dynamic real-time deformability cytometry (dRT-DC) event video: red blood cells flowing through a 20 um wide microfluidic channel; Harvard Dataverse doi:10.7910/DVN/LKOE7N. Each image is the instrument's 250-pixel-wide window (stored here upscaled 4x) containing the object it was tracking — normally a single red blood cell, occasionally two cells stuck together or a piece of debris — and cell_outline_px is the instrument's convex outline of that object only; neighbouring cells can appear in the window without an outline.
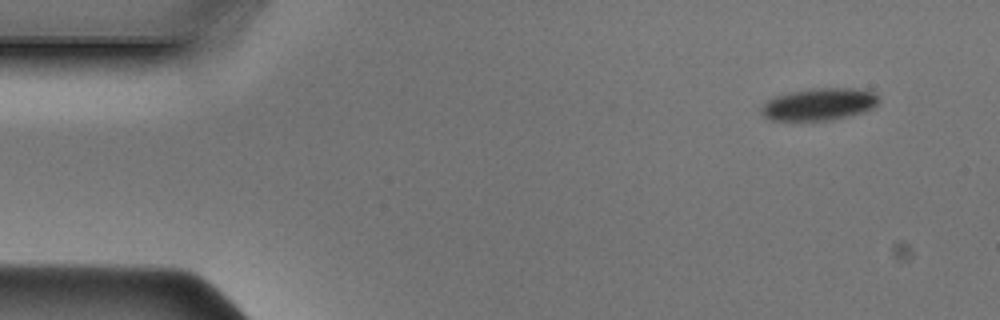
{"species": "Egyptian fruit bat (a non-hibernating species)", "species_latin": "Rousettus aegyptiacus", "temperature_condition": "cold", "stored_images_in_passage": 46, "segment_of_instrument_passage": [1, 2], "camera_frame_rate_fps": 3000, "um_per_image_px": 0.085, "animal": {"sex": "male"}, "frame": {"image": 1, "passage_image": 1, "time_ms": 0.0, "image_size_px": [1000, 320], "cell_outline_px": [[880, 100], [872, 108], [864, 112], [832, 120], [768, 120], [760, 112], [760, 108], [768, 100], [776, 96], [792, 92], [816, 88], [852, 88], [872, 92], [880, 96]], "centroid_in_image_um": [69.63, 8.87], "position_along_channel_um": 15.4, "area_um2": 21.91}}
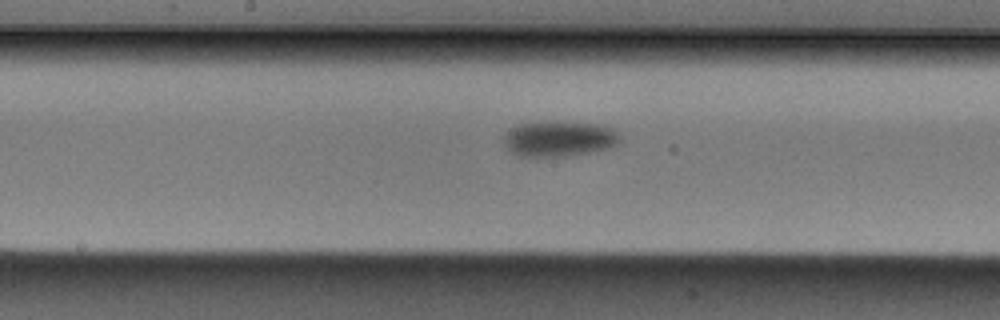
{"frame": {"image": 2, "passage_image": 21, "time_ms": 6.667, "image_size_px": [1000, 320], "cell_outline_px": [[620, 140], [616, 144], [608, 148], [588, 152], [564, 156], [516, 156], [504, 144], [504, 132], [516, 124], [528, 120], [556, 120], [592, 124], [608, 128], [616, 132]], "centroid_in_image_um": [47.39, 11.75], "position_along_channel_um": 200.8, "area_um2": 24.33}}
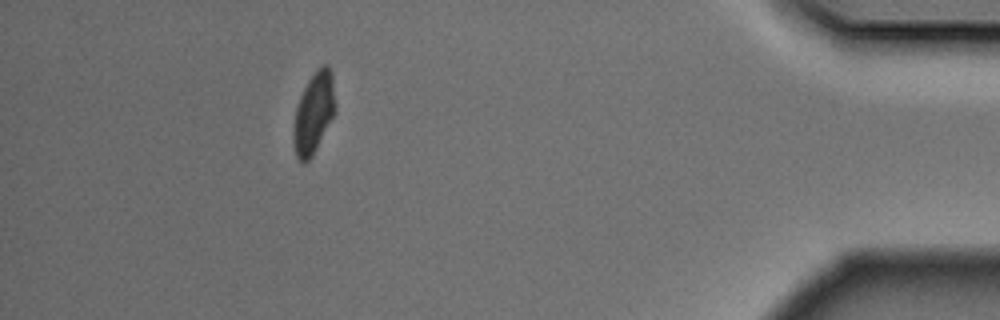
{"frame": {"image": 3, "passage_image": 40, "time_ms": 13.0, "image_size_px": [1000, 320], "cell_outline_px": [[336, 108], [312, 156], [304, 164], [296, 156], [292, 140], [292, 128], [296, 108], [300, 96], [308, 80], [324, 64], [328, 64], [332, 72]], "centroid_in_image_um": [26.64, 9.61], "position_along_channel_um": 408.6, "area_um2": 19.48}}